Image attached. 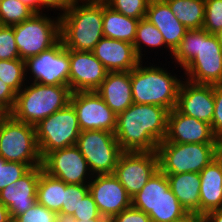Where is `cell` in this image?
I'll return each instance as SVG.
<instances>
[{
  "label": "cell",
  "mask_w": 222,
  "mask_h": 222,
  "mask_svg": "<svg viewBox=\"0 0 222 222\" xmlns=\"http://www.w3.org/2000/svg\"><path fill=\"white\" fill-rule=\"evenodd\" d=\"M171 63L184 78L197 84H222V50L218 35L202 29L188 30L172 53Z\"/></svg>",
  "instance_id": "obj_1"
},
{
  "label": "cell",
  "mask_w": 222,
  "mask_h": 222,
  "mask_svg": "<svg viewBox=\"0 0 222 222\" xmlns=\"http://www.w3.org/2000/svg\"><path fill=\"white\" fill-rule=\"evenodd\" d=\"M169 110L133 103L117 114L114 135L122 151L152 152L167 134Z\"/></svg>",
  "instance_id": "obj_2"
},
{
  "label": "cell",
  "mask_w": 222,
  "mask_h": 222,
  "mask_svg": "<svg viewBox=\"0 0 222 222\" xmlns=\"http://www.w3.org/2000/svg\"><path fill=\"white\" fill-rule=\"evenodd\" d=\"M158 59L152 58V63L151 60L141 61L130 71L132 98L134 103L157 105L171 111L176 108L178 91L184 76L180 68L176 65V69L172 67L170 61L164 63L162 60L160 63Z\"/></svg>",
  "instance_id": "obj_3"
},
{
  "label": "cell",
  "mask_w": 222,
  "mask_h": 222,
  "mask_svg": "<svg viewBox=\"0 0 222 222\" xmlns=\"http://www.w3.org/2000/svg\"><path fill=\"white\" fill-rule=\"evenodd\" d=\"M103 37V5L76 0L60 14V40L66 49L92 52Z\"/></svg>",
  "instance_id": "obj_4"
},
{
  "label": "cell",
  "mask_w": 222,
  "mask_h": 222,
  "mask_svg": "<svg viewBox=\"0 0 222 222\" xmlns=\"http://www.w3.org/2000/svg\"><path fill=\"white\" fill-rule=\"evenodd\" d=\"M71 94L69 86L27 82L16 93L15 104L9 114L20 122L36 126L41 120L65 108L70 103Z\"/></svg>",
  "instance_id": "obj_5"
},
{
  "label": "cell",
  "mask_w": 222,
  "mask_h": 222,
  "mask_svg": "<svg viewBox=\"0 0 222 222\" xmlns=\"http://www.w3.org/2000/svg\"><path fill=\"white\" fill-rule=\"evenodd\" d=\"M159 170L165 174L200 173L218 153V143H174L165 139L156 150Z\"/></svg>",
  "instance_id": "obj_6"
},
{
  "label": "cell",
  "mask_w": 222,
  "mask_h": 222,
  "mask_svg": "<svg viewBox=\"0 0 222 222\" xmlns=\"http://www.w3.org/2000/svg\"><path fill=\"white\" fill-rule=\"evenodd\" d=\"M0 156L5 161L42 165L34 125L20 122L9 113L0 115Z\"/></svg>",
  "instance_id": "obj_7"
},
{
  "label": "cell",
  "mask_w": 222,
  "mask_h": 222,
  "mask_svg": "<svg viewBox=\"0 0 222 222\" xmlns=\"http://www.w3.org/2000/svg\"><path fill=\"white\" fill-rule=\"evenodd\" d=\"M51 13H35L12 26L20 59L39 55L60 40V14Z\"/></svg>",
  "instance_id": "obj_8"
},
{
  "label": "cell",
  "mask_w": 222,
  "mask_h": 222,
  "mask_svg": "<svg viewBox=\"0 0 222 222\" xmlns=\"http://www.w3.org/2000/svg\"><path fill=\"white\" fill-rule=\"evenodd\" d=\"M35 129L41 158L53 150L76 145L81 133L77 113L70 103L41 120Z\"/></svg>",
  "instance_id": "obj_9"
},
{
  "label": "cell",
  "mask_w": 222,
  "mask_h": 222,
  "mask_svg": "<svg viewBox=\"0 0 222 222\" xmlns=\"http://www.w3.org/2000/svg\"><path fill=\"white\" fill-rule=\"evenodd\" d=\"M76 146L93 175L113 174L123 152L114 132L105 130L81 131Z\"/></svg>",
  "instance_id": "obj_10"
},
{
  "label": "cell",
  "mask_w": 222,
  "mask_h": 222,
  "mask_svg": "<svg viewBox=\"0 0 222 222\" xmlns=\"http://www.w3.org/2000/svg\"><path fill=\"white\" fill-rule=\"evenodd\" d=\"M27 82L69 86V49L59 40L51 48L25 60Z\"/></svg>",
  "instance_id": "obj_11"
},
{
  "label": "cell",
  "mask_w": 222,
  "mask_h": 222,
  "mask_svg": "<svg viewBox=\"0 0 222 222\" xmlns=\"http://www.w3.org/2000/svg\"><path fill=\"white\" fill-rule=\"evenodd\" d=\"M41 166L45 173L66 184H88L93 177L76 145L47 153L42 158Z\"/></svg>",
  "instance_id": "obj_12"
},
{
  "label": "cell",
  "mask_w": 222,
  "mask_h": 222,
  "mask_svg": "<svg viewBox=\"0 0 222 222\" xmlns=\"http://www.w3.org/2000/svg\"><path fill=\"white\" fill-rule=\"evenodd\" d=\"M159 169L156 151H123L119 156L114 175L132 198Z\"/></svg>",
  "instance_id": "obj_13"
},
{
  "label": "cell",
  "mask_w": 222,
  "mask_h": 222,
  "mask_svg": "<svg viewBox=\"0 0 222 222\" xmlns=\"http://www.w3.org/2000/svg\"><path fill=\"white\" fill-rule=\"evenodd\" d=\"M70 104L77 113L81 131H115L117 115L95 91L73 92L70 96Z\"/></svg>",
  "instance_id": "obj_14"
},
{
  "label": "cell",
  "mask_w": 222,
  "mask_h": 222,
  "mask_svg": "<svg viewBox=\"0 0 222 222\" xmlns=\"http://www.w3.org/2000/svg\"><path fill=\"white\" fill-rule=\"evenodd\" d=\"M100 215L112 218L131 206V197L114 174L93 175L88 183Z\"/></svg>",
  "instance_id": "obj_15"
},
{
  "label": "cell",
  "mask_w": 222,
  "mask_h": 222,
  "mask_svg": "<svg viewBox=\"0 0 222 222\" xmlns=\"http://www.w3.org/2000/svg\"><path fill=\"white\" fill-rule=\"evenodd\" d=\"M69 88L71 92L95 91L108 71L93 52L69 49Z\"/></svg>",
  "instance_id": "obj_16"
},
{
  "label": "cell",
  "mask_w": 222,
  "mask_h": 222,
  "mask_svg": "<svg viewBox=\"0 0 222 222\" xmlns=\"http://www.w3.org/2000/svg\"><path fill=\"white\" fill-rule=\"evenodd\" d=\"M176 109L211 125L215 109L213 85L197 84L184 78L178 91Z\"/></svg>",
  "instance_id": "obj_17"
},
{
  "label": "cell",
  "mask_w": 222,
  "mask_h": 222,
  "mask_svg": "<svg viewBox=\"0 0 222 222\" xmlns=\"http://www.w3.org/2000/svg\"><path fill=\"white\" fill-rule=\"evenodd\" d=\"M165 140L174 143H218L210 124L184 115L176 108L169 111Z\"/></svg>",
  "instance_id": "obj_18"
},
{
  "label": "cell",
  "mask_w": 222,
  "mask_h": 222,
  "mask_svg": "<svg viewBox=\"0 0 222 222\" xmlns=\"http://www.w3.org/2000/svg\"><path fill=\"white\" fill-rule=\"evenodd\" d=\"M42 170V166L31 168L20 179L0 191V201L8 208L12 221L37 202V186Z\"/></svg>",
  "instance_id": "obj_19"
},
{
  "label": "cell",
  "mask_w": 222,
  "mask_h": 222,
  "mask_svg": "<svg viewBox=\"0 0 222 222\" xmlns=\"http://www.w3.org/2000/svg\"><path fill=\"white\" fill-rule=\"evenodd\" d=\"M92 52L108 72L131 71L141 62L132 43L107 37Z\"/></svg>",
  "instance_id": "obj_20"
},
{
  "label": "cell",
  "mask_w": 222,
  "mask_h": 222,
  "mask_svg": "<svg viewBox=\"0 0 222 222\" xmlns=\"http://www.w3.org/2000/svg\"><path fill=\"white\" fill-rule=\"evenodd\" d=\"M145 19L162 34L165 45L174 52L188 29L178 21L164 0H150Z\"/></svg>",
  "instance_id": "obj_21"
},
{
  "label": "cell",
  "mask_w": 222,
  "mask_h": 222,
  "mask_svg": "<svg viewBox=\"0 0 222 222\" xmlns=\"http://www.w3.org/2000/svg\"><path fill=\"white\" fill-rule=\"evenodd\" d=\"M95 92L116 115L125 111L134 103L130 71L108 72Z\"/></svg>",
  "instance_id": "obj_22"
},
{
  "label": "cell",
  "mask_w": 222,
  "mask_h": 222,
  "mask_svg": "<svg viewBox=\"0 0 222 222\" xmlns=\"http://www.w3.org/2000/svg\"><path fill=\"white\" fill-rule=\"evenodd\" d=\"M200 175L199 214L222 209V158L218 155Z\"/></svg>",
  "instance_id": "obj_23"
},
{
  "label": "cell",
  "mask_w": 222,
  "mask_h": 222,
  "mask_svg": "<svg viewBox=\"0 0 222 222\" xmlns=\"http://www.w3.org/2000/svg\"><path fill=\"white\" fill-rule=\"evenodd\" d=\"M133 45L136 54L141 61H148L150 57L152 58L151 55L154 50V55L157 54L156 56H159L161 52L162 55L165 53L166 55L165 57H163L164 59H166L165 61L171 59L172 57L173 52L165 45L163 36L160 31L145 18L140 19L137 24L136 36ZM149 53L151 55L148 57Z\"/></svg>",
  "instance_id": "obj_24"
},
{
  "label": "cell",
  "mask_w": 222,
  "mask_h": 222,
  "mask_svg": "<svg viewBox=\"0 0 222 222\" xmlns=\"http://www.w3.org/2000/svg\"><path fill=\"white\" fill-rule=\"evenodd\" d=\"M169 187L187 212L199 213L200 175L194 172L166 174Z\"/></svg>",
  "instance_id": "obj_25"
},
{
  "label": "cell",
  "mask_w": 222,
  "mask_h": 222,
  "mask_svg": "<svg viewBox=\"0 0 222 222\" xmlns=\"http://www.w3.org/2000/svg\"><path fill=\"white\" fill-rule=\"evenodd\" d=\"M139 19L125 16L103 5V34L104 37L134 43Z\"/></svg>",
  "instance_id": "obj_26"
},
{
  "label": "cell",
  "mask_w": 222,
  "mask_h": 222,
  "mask_svg": "<svg viewBox=\"0 0 222 222\" xmlns=\"http://www.w3.org/2000/svg\"><path fill=\"white\" fill-rule=\"evenodd\" d=\"M169 188L166 174L158 169L143 188L131 198V205L149 214L158 207L161 196Z\"/></svg>",
  "instance_id": "obj_27"
},
{
  "label": "cell",
  "mask_w": 222,
  "mask_h": 222,
  "mask_svg": "<svg viewBox=\"0 0 222 222\" xmlns=\"http://www.w3.org/2000/svg\"><path fill=\"white\" fill-rule=\"evenodd\" d=\"M65 188V182L48 175L42 170L37 186V203L54 212H60L64 202Z\"/></svg>",
  "instance_id": "obj_28"
},
{
  "label": "cell",
  "mask_w": 222,
  "mask_h": 222,
  "mask_svg": "<svg viewBox=\"0 0 222 222\" xmlns=\"http://www.w3.org/2000/svg\"><path fill=\"white\" fill-rule=\"evenodd\" d=\"M173 14L188 30L202 29L205 0H164Z\"/></svg>",
  "instance_id": "obj_29"
},
{
  "label": "cell",
  "mask_w": 222,
  "mask_h": 222,
  "mask_svg": "<svg viewBox=\"0 0 222 222\" xmlns=\"http://www.w3.org/2000/svg\"><path fill=\"white\" fill-rule=\"evenodd\" d=\"M186 213H188L186 209L169 188L161 196L158 207L155 210H151L148 216L151 222H173L183 217Z\"/></svg>",
  "instance_id": "obj_30"
},
{
  "label": "cell",
  "mask_w": 222,
  "mask_h": 222,
  "mask_svg": "<svg viewBox=\"0 0 222 222\" xmlns=\"http://www.w3.org/2000/svg\"><path fill=\"white\" fill-rule=\"evenodd\" d=\"M0 80L16 93L20 92L27 83L25 60H0Z\"/></svg>",
  "instance_id": "obj_31"
},
{
  "label": "cell",
  "mask_w": 222,
  "mask_h": 222,
  "mask_svg": "<svg viewBox=\"0 0 222 222\" xmlns=\"http://www.w3.org/2000/svg\"><path fill=\"white\" fill-rule=\"evenodd\" d=\"M35 14L19 0H0V25L13 26L20 24Z\"/></svg>",
  "instance_id": "obj_32"
},
{
  "label": "cell",
  "mask_w": 222,
  "mask_h": 222,
  "mask_svg": "<svg viewBox=\"0 0 222 222\" xmlns=\"http://www.w3.org/2000/svg\"><path fill=\"white\" fill-rule=\"evenodd\" d=\"M202 28L210 34L222 33V0H205Z\"/></svg>",
  "instance_id": "obj_33"
},
{
  "label": "cell",
  "mask_w": 222,
  "mask_h": 222,
  "mask_svg": "<svg viewBox=\"0 0 222 222\" xmlns=\"http://www.w3.org/2000/svg\"><path fill=\"white\" fill-rule=\"evenodd\" d=\"M150 0H111L109 7L119 13L136 19H144Z\"/></svg>",
  "instance_id": "obj_34"
},
{
  "label": "cell",
  "mask_w": 222,
  "mask_h": 222,
  "mask_svg": "<svg viewBox=\"0 0 222 222\" xmlns=\"http://www.w3.org/2000/svg\"><path fill=\"white\" fill-rule=\"evenodd\" d=\"M89 193L88 184H66L64 202L60 213L71 214L77 211L81 199Z\"/></svg>",
  "instance_id": "obj_35"
},
{
  "label": "cell",
  "mask_w": 222,
  "mask_h": 222,
  "mask_svg": "<svg viewBox=\"0 0 222 222\" xmlns=\"http://www.w3.org/2000/svg\"><path fill=\"white\" fill-rule=\"evenodd\" d=\"M31 168L27 164L5 161L0 156V191L20 179Z\"/></svg>",
  "instance_id": "obj_36"
},
{
  "label": "cell",
  "mask_w": 222,
  "mask_h": 222,
  "mask_svg": "<svg viewBox=\"0 0 222 222\" xmlns=\"http://www.w3.org/2000/svg\"><path fill=\"white\" fill-rule=\"evenodd\" d=\"M19 58L13 27L0 25V60Z\"/></svg>",
  "instance_id": "obj_37"
},
{
  "label": "cell",
  "mask_w": 222,
  "mask_h": 222,
  "mask_svg": "<svg viewBox=\"0 0 222 222\" xmlns=\"http://www.w3.org/2000/svg\"><path fill=\"white\" fill-rule=\"evenodd\" d=\"M56 212L35 203L23 214L18 215L12 222H54Z\"/></svg>",
  "instance_id": "obj_38"
},
{
  "label": "cell",
  "mask_w": 222,
  "mask_h": 222,
  "mask_svg": "<svg viewBox=\"0 0 222 222\" xmlns=\"http://www.w3.org/2000/svg\"><path fill=\"white\" fill-rule=\"evenodd\" d=\"M213 95L215 109L211 128L214 135L219 139L222 137V84L213 85Z\"/></svg>",
  "instance_id": "obj_39"
},
{
  "label": "cell",
  "mask_w": 222,
  "mask_h": 222,
  "mask_svg": "<svg viewBox=\"0 0 222 222\" xmlns=\"http://www.w3.org/2000/svg\"><path fill=\"white\" fill-rule=\"evenodd\" d=\"M73 216L79 220L96 219L100 216L93 196L90 193L81 199L77 211L73 213Z\"/></svg>",
  "instance_id": "obj_40"
},
{
  "label": "cell",
  "mask_w": 222,
  "mask_h": 222,
  "mask_svg": "<svg viewBox=\"0 0 222 222\" xmlns=\"http://www.w3.org/2000/svg\"><path fill=\"white\" fill-rule=\"evenodd\" d=\"M110 222H151L150 217L132 205L113 216Z\"/></svg>",
  "instance_id": "obj_41"
},
{
  "label": "cell",
  "mask_w": 222,
  "mask_h": 222,
  "mask_svg": "<svg viewBox=\"0 0 222 222\" xmlns=\"http://www.w3.org/2000/svg\"><path fill=\"white\" fill-rule=\"evenodd\" d=\"M16 92L0 80V112L9 113L15 104Z\"/></svg>",
  "instance_id": "obj_42"
},
{
  "label": "cell",
  "mask_w": 222,
  "mask_h": 222,
  "mask_svg": "<svg viewBox=\"0 0 222 222\" xmlns=\"http://www.w3.org/2000/svg\"><path fill=\"white\" fill-rule=\"evenodd\" d=\"M76 0H37V2L47 11L57 14L63 13ZM57 11V12H56Z\"/></svg>",
  "instance_id": "obj_43"
},
{
  "label": "cell",
  "mask_w": 222,
  "mask_h": 222,
  "mask_svg": "<svg viewBox=\"0 0 222 222\" xmlns=\"http://www.w3.org/2000/svg\"><path fill=\"white\" fill-rule=\"evenodd\" d=\"M173 222H206L205 216L197 212H188L183 217Z\"/></svg>",
  "instance_id": "obj_44"
},
{
  "label": "cell",
  "mask_w": 222,
  "mask_h": 222,
  "mask_svg": "<svg viewBox=\"0 0 222 222\" xmlns=\"http://www.w3.org/2000/svg\"><path fill=\"white\" fill-rule=\"evenodd\" d=\"M204 216L206 222H222V209L207 212Z\"/></svg>",
  "instance_id": "obj_45"
},
{
  "label": "cell",
  "mask_w": 222,
  "mask_h": 222,
  "mask_svg": "<svg viewBox=\"0 0 222 222\" xmlns=\"http://www.w3.org/2000/svg\"><path fill=\"white\" fill-rule=\"evenodd\" d=\"M29 7L34 13H42L46 10L37 2V0H19Z\"/></svg>",
  "instance_id": "obj_46"
},
{
  "label": "cell",
  "mask_w": 222,
  "mask_h": 222,
  "mask_svg": "<svg viewBox=\"0 0 222 222\" xmlns=\"http://www.w3.org/2000/svg\"><path fill=\"white\" fill-rule=\"evenodd\" d=\"M0 222H12L8 208L0 201Z\"/></svg>",
  "instance_id": "obj_47"
},
{
  "label": "cell",
  "mask_w": 222,
  "mask_h": 222,
  "mask_svg": "<svg viewBox=\"0 0 222 222\" xmlns=\"http://www.w3.org/2000/svg\"><path fill=\"white\" fill-rule=\"evenodd\" d=\"M76 218L71 214L56 212L54 222H73Z\"/></svg>",
  "instance_id": "obj_48"
},
{
  "label": "cell",
  "mask_w": 222,
  "mask_h": 222,
  "mask_svg": "<svg viewBox=\"0 0 222 222\" xmlns=\"http://www.w3.org/2000/svg\"><path fill=\"white\" fill-rule=\"evenodd\" d=\"M73 222H110V218L100 215L96 219H85V220L76 219Z\"/></svg>",
  "instance_id": "obj_49"
},
{
  "label": "cell",
  "mask_w": 222,
  "mask_h": 222,
  "mask_svg": "<svg viewBox=\"0 0 222 222\" xmlns=\"http://www.w3.org/2000/svg\"><path fill=\"white\" fill-rule=\"evenodd\" d=\"M89 4H100V5H108L111 0H80Z\"/></svg>",
  "instance_id": "obj_50"
},
{
  "label": "cell",
  "mask_w": 222,
  "mask_h": 222,
  "mask_svg": "<svg viewBox=\"0 0 222 222\" xmlns=\"http://www.w3.org/2000/svg\"><path fill=\"white\" fill-rule=\"evenodd\" d=\"M218 153L219 156L222 158V137L218 139Z\"/></svg>",
  "instance_id": "obj_51"
},
{
  "label": "cell",
  "mask_w": 222,
  "mask_h": 222,
  "mask_svg": "<svg viewBox=\"0 0 222 222\" xmlns=\"http://www.w3.org/2000/svg\"><path fill=\"white\" fill-rule=\"evenodd\" d=\"M218 37L220 39V43H221V50H222V33L218 34Z\"/></svg>",
  "instance_id": "obj_52"
}]
</instances>
